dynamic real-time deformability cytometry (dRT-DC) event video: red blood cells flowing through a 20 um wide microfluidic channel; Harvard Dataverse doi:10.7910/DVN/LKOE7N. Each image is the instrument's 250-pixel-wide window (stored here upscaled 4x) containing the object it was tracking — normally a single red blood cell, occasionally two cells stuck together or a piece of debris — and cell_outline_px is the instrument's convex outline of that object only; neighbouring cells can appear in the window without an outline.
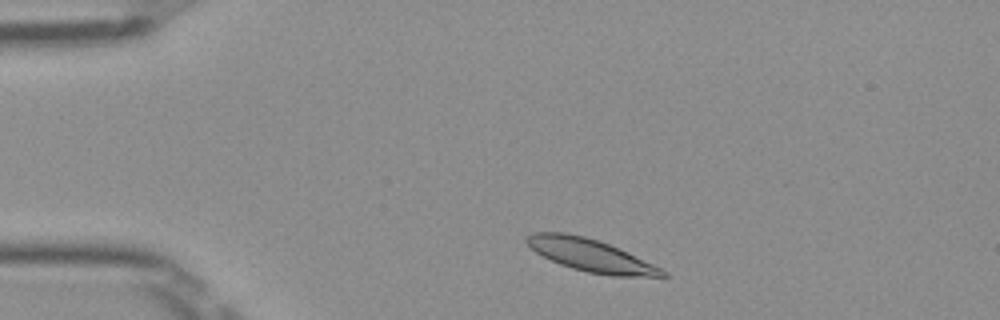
{"species": "Egyptian fruit bat (a non-hibernating species)", "species_latin": "Rousettus aegyptiacus", "temperature_condition": "room temperature", "stored_images_in_passage": 37, "camera_frame_rate_fps": 3000, "um_per_image_px": 0.085, "frame": {"image": 1, "passage_image": 3, "time_ms": 0.667, "image_size_px": [1000, 320], "cell_outline_px": [[668, 276], [612, 276], [588, 272], [572, 268], [560, 264], [536, 252], [524, 240], [532, 232], [564, 232], [584, 236], [620, 248], [668, 272]], "centroid_in_image_um": [50.2, 21.69], "position_along_channel_um": 34.8, "area_um2": 25.32}}
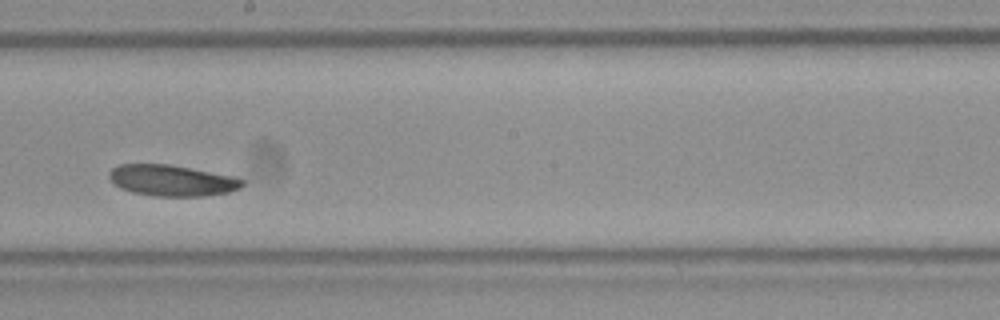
{"frame": {"image": 2, "passage_image": 22, "time_ms": 7.0, "image_size_px": [1000, 320], "cell_outline_px": [[244, 184], [240, 188], [228, 192], [200, 196], [156, 196], [132, 192], [120, 188], [108, 176], [108, 172], [112, 168], [120, 164], [168, 164], [236, 176], [244, 180]], "centroid_in_image_um": [14.62, 15.33], "position_along_channel_um": 233.6, "area_um2": 24.1}}
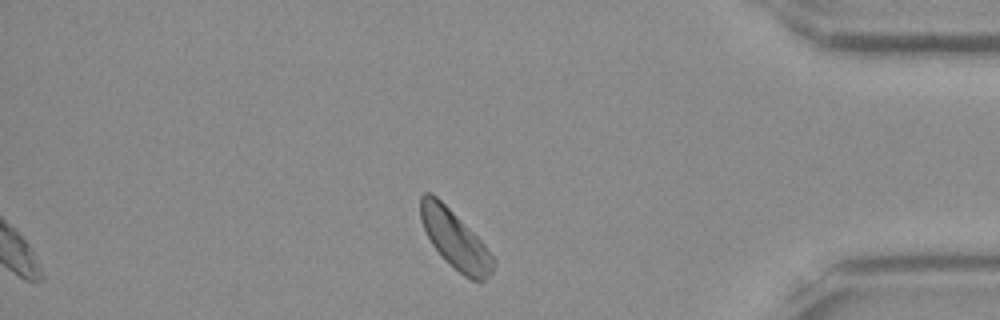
{"frame": {"image": 3, "passage_image": 37, "time_ms": 12.0, "image_size_px": [1000, 320], "cell_outline_px": [[496, 260], [492, 272], [484, 280], [472, 280], [464, 276], [432, 244], [420, 220], [420, 196], [424, 192], [432, 192], [484, 244]], "centroid_in_image_um": [38.67, 20.34], "position_along_channel_um": 396.5, "area_um2": 23.76}, "authors_computed_cell_mechanics": {"area_um2": 24.9118, "velocity_mm_per_s": 3.8778, "shape_relaxation_time_tau1_ms": 2.0898, "shape_relaxation_time_tau2_ms": null, "deformation_change_tau1": 0.0733, "deformation_change_tau2": null}}